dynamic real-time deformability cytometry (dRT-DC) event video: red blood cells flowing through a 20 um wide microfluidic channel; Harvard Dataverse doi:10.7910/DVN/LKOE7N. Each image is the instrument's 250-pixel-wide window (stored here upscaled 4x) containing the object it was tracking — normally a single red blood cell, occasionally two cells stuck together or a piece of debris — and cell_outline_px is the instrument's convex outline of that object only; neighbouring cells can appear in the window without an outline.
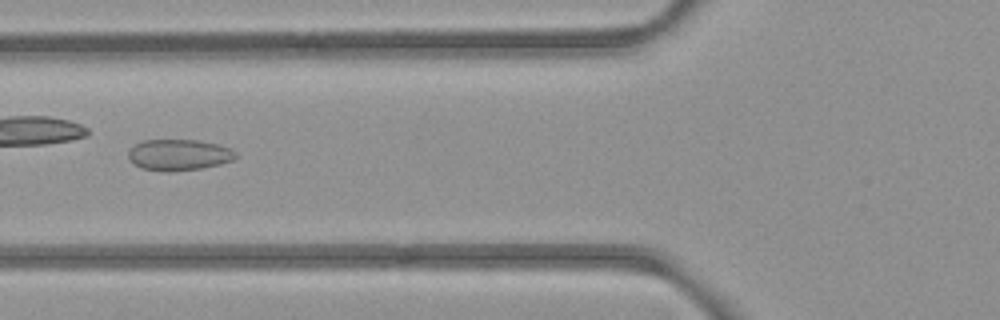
{"species": "common noctule bat (a hibernating species)", "species_latin": "Nyctalus noctula", "temperature_condition": "room temperature", "stored_images_in_passage": 5, "camera_frame_rate_fps": 3000, "um_per_image_px": 0.085, "animal": {"sex": "female", "body_mass_g": 21.9}, "frame": {"image": 1, "passage_image": 5, "time_ms": 4.667, "image_size_px": [1000, 320], "cell_outline_px": [[240, 156], [232, 160], [220, 164], [200, 168], [172, 172], [168, 172], [140, 168], [132, 164], [128, 156], [128, 152], [136, 144], [144, 140], [196, 140], [216, 144], [228, 148], [236, 152]], "centroid_in_image_um": [15.19, 13.17], "position_along_channel_um": 110.6, "area_um2": 19.48}}